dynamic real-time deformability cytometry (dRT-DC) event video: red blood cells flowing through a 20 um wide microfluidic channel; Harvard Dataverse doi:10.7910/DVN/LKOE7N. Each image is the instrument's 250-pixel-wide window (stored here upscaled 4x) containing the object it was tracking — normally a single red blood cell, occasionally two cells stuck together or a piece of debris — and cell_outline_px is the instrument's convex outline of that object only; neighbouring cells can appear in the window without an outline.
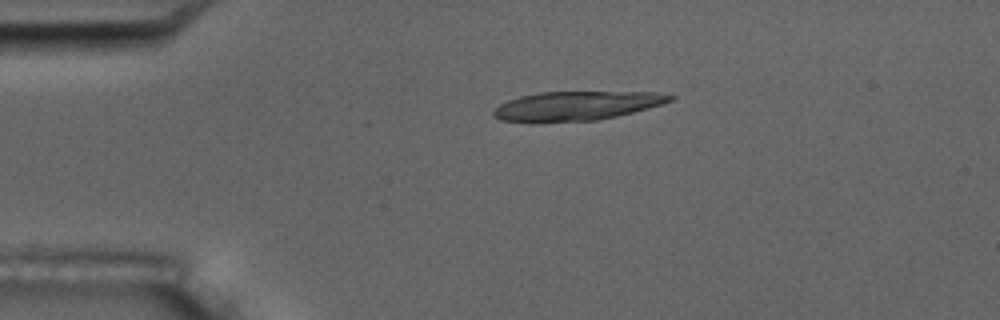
{"species": "common noctule bat (a hibernating species)", "species_latin": "Nyctalus noctula", "temperature_condition": "room temperature", "stored_images_in_passage": 3, "camera_frame_rate_fps": 3000, "um_per_image_px": 0.085, "animal": {"sex": "male", "body_mass_g": 17.5, "forearm_length_mm": 52.3}, "frame": {"image": 1, "passage_image": 2, "time_ms": 1.0, "image_size_px": [1000, 320], "cell_outline_px": [[676, 96], [672, 100], [648, 108], [616, 116], [596, 120], [532, 124], [528, 124], [500, 120], [492, 116], [492, 112], [500, 104], [508, 100], [520, 96], [540, 92], [656, 92]], "centroid_in_image_um": [48.9, 9.02], "position_along_channel_um": 36.1, "area_um2": 30.4}}